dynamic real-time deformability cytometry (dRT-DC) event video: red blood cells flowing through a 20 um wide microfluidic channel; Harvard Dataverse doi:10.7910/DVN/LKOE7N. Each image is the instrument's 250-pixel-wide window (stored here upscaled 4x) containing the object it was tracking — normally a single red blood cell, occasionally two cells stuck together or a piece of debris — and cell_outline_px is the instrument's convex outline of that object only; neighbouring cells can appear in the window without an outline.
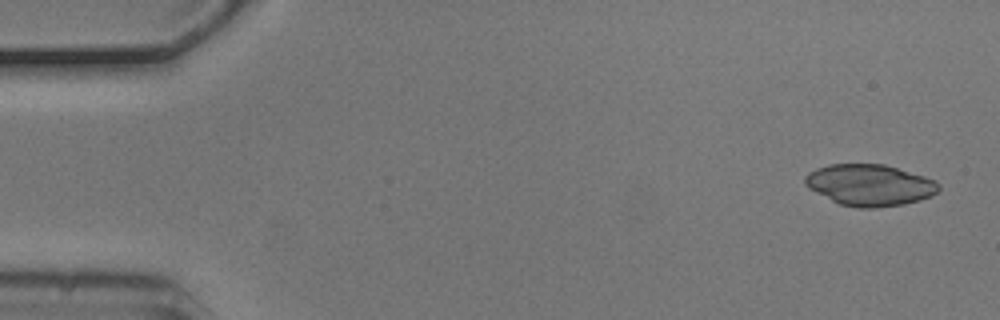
{"species": "common noctule bat (a hibernating species)", "species_latin": "Nyctalus noctula", "temperature_condition": "cold", "stored_images_in_passage": 6, "camera_frame_rate_fps": 3000, "um_per_image_px": 0.085, "animal": {"sex": "male", "body_mass_g": 20.5, "forearm_length_mm": 52.5}, "frame": {"image": 1, "passage_image": 1, "time_ms": 0.0, "image_size_px": [1000, 320], "cell_outline_px": [[940, 188], [932, 196], [920, 200], [904, 204], [876, 208], [856, 208], [840, 204], [808, 188], [804, 184], [804, 176], [808, 172], [816, 168], [828, 164], [884, 164], [924, 176], [936, 180], [940, 184]], "centroid_in_image_um": [73.92, 15.73], "position_along_channel_um": 11.1, "area_um2": 32.43}}